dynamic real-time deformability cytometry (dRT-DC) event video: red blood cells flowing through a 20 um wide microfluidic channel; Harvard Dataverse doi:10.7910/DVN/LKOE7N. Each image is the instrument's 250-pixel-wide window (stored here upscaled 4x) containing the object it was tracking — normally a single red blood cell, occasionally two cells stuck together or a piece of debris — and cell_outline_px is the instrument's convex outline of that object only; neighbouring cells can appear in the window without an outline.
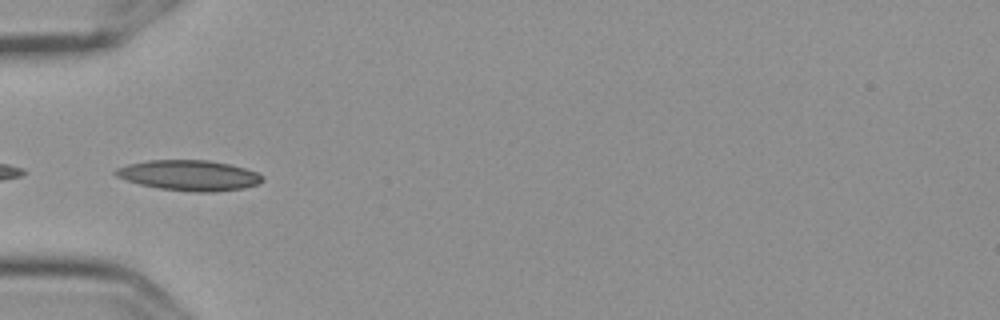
{"species": "Egyptian fruit bat (a non-hibernating species)", "species_latin": "Rousettus aegyptiacus", "temperature_condition": "cold", "stored_images_in_passage": 10, "camera_frame_rate_fps": 3000, "um_per_image_px": 0.085, "frame": {"image": 1, "passage_image": 6, "time_ms": 1.667, "image_size_px": [1000, 320], "cell_outline_px": [[264, 180], [256, 184], [244, 188], [216, 192], [192, 192], [160, 188], [140, 184], [116, 176], [112, 172], [116, 168], [128, 164], [148, 160], [208, 160], [228, 164], [244, 168], [256, 172], [264, 176]], "centroid_in_image_um": [16.08, 14.9], "position_along_channel_um": 68.9, "area_um2": 25.95}}
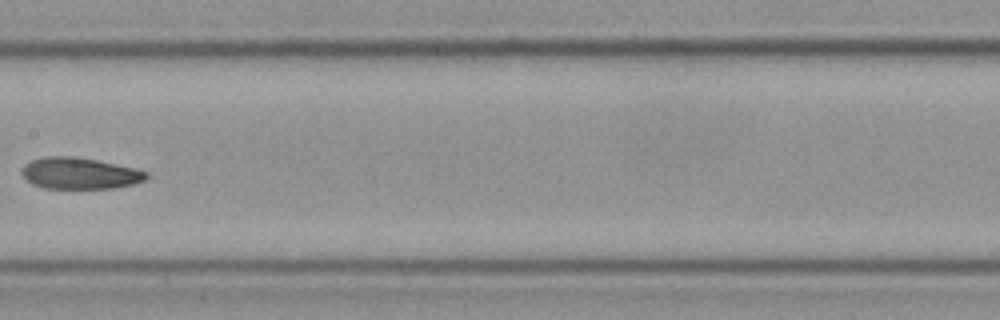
{"frame": {"image": 2, "passage_image": 9, "time_ms": 2.667, "image_size_px": [1000, 320], "cell_outline_px": [[148, 176], [144, 180], [132, 184], [112, 188], [44, 188], [32, 184], [24, 180], [20, 172], [24, 164], [32, 160], [44, 156], [72, 156], [96, 160], [136, 168], [148, 172]], "centroid_in_image_um": [6.72, 14.73], "position_along_channel_um": 200.7, "area_um2": 22.89}}
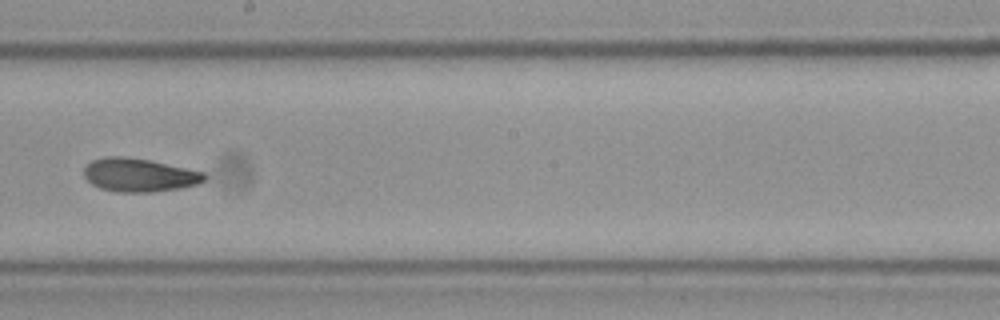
{"frame": {"image": 3, "passage_image": 10, "time_ms": 3.0, "image_size_px": [1000, 320], "cell_outline_px": [[208, 176], [200, 184], [180, 188], [152, 192], [116, 192], [100, 188], [92, 184], [84, 176], [84, 168], [92, 160], [104, 156], [124, 156], [148, 160], [204, 172]], "centroid_in_image_um": [11.83, 14.88], "position_along_channel_um": 236.4, "area_um2": 23.47}}